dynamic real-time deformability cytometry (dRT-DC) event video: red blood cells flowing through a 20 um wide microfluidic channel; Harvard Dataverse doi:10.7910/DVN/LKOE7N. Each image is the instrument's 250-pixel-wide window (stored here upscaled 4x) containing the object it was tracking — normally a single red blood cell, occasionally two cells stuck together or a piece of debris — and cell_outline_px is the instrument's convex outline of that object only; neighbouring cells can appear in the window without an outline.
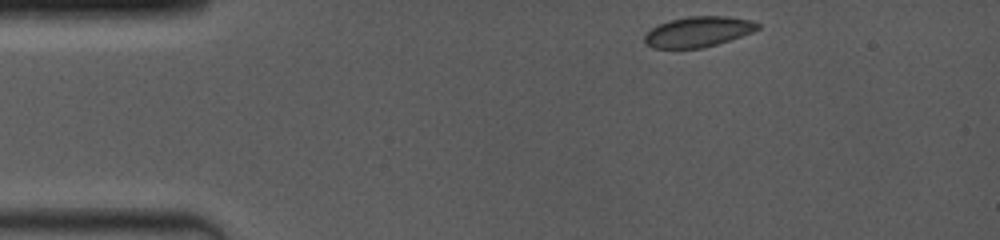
{"species": "common noctule bat (a hibernating species)", "species_latin": "Nyctalus noctula", "temperature_condition": "room temperature", "stored_images_in_passage": 27, "camera_frame_rate_fps": 4000, "um_per_image_px": 0.085, "animal": {"sex": "female", "body_mass_g": 19.0, "forearm_length_mm": 53.3}, "frame": {"image": 1, "passage_image": 1, "time_ms": 0.0, "image_size_px": [1000, 240], "cell_outline_px": [[760, 28], [752, 32], [716, 44], [700, 48], [652, 48], [644, 44], [644, 36], [652, 28], [660, 24], [672, 20], [688, 16], [728, 16], [752, 20], [760, 24]], "centroid_in_image_um": [59.34, 2.69], "position_along_channel_um": 25.7, "area_um2": 19.88}}
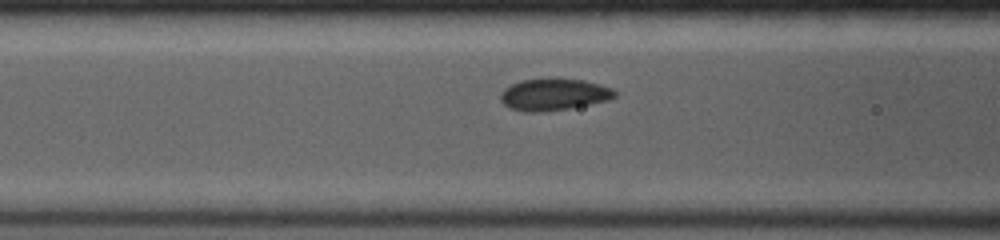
{"frame": {"image": 2, "passage_image": 19, "time_ms": 4.0, "image_size_px": [1000, 240], "cell_outline_px": [[616, 96], [608, 100], [568, 108], [544, 112], [524, 112], [508, 108], [500, 100], [500, 96], [504, 88], [512, 84], [524, 80], [584, 80], [600, 84], [612, 88], [616, 92]], "centroid_in_image_um": [47.05, 8.06], "position_along_channel_um": 119.5, "area_um2": 20.75}}
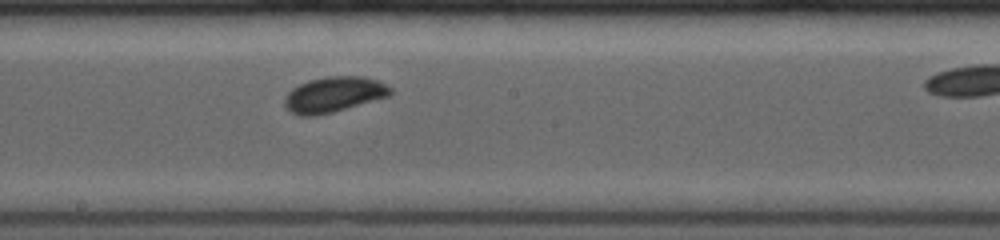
{"frame": {"image": 3, "passage_image": 27, "time_ms": 6.5, "image_size_px": [1000, 240], "cell_outline_px": [[392, 92], [388, 96], [332, 112], [316, 116], [300, 116], [292, 112], [284, 104], [284, 96], [292, 88], [308, 80], [328, 76], [364, 76], [376, 80], [392, 88]], "centroid_in_image_um": [28.34, 8.02], "position_along_channel_um": 219.9, "area_um2": 21.68}}